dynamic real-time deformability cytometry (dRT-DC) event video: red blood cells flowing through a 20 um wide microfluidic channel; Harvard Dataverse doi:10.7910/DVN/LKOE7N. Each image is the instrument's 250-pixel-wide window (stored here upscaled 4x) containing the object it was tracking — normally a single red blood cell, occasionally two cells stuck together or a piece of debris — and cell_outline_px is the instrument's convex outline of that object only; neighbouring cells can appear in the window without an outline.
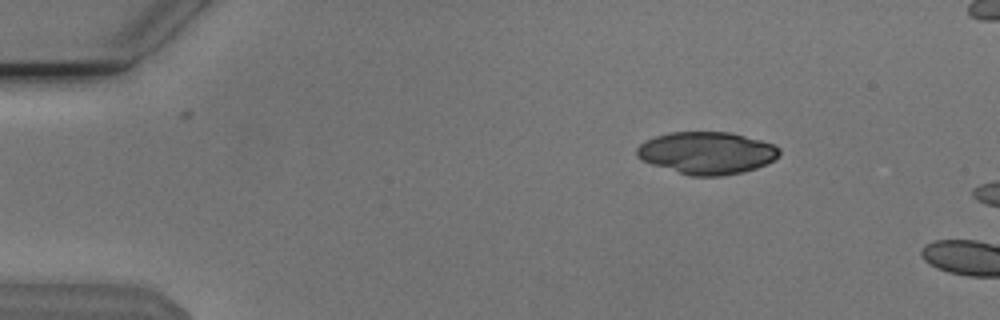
{"species": "Egyptian fruit bat (a non-hibernating species)", "species_latin": "Rousettus aegyptiacus", "temperature_condition": "cold", "stored_images_in_passage": 5, "camera_frame_rate_fps": 3000, "um_per_image_px": 0.085, "animal": {"sex": "male"}, "frame": {"image": 1, "passage_image": 2, "time_ms": 0.333, "image_size_px": [1000, 320], "cell_outline_px": [[780, 152], [772, 160], [756, 168], [744, 172], [720, 176], [692, 176], [652, 164], [636, 156], [636, 148], [644, 140], [668, 132], [732, 132], [760, 140], [772, 144], [780, 148]], "centroid_in_image_um": [60.06, 12.99], "position_along_channel_um": 24.9, "area_um2": 34.91}}